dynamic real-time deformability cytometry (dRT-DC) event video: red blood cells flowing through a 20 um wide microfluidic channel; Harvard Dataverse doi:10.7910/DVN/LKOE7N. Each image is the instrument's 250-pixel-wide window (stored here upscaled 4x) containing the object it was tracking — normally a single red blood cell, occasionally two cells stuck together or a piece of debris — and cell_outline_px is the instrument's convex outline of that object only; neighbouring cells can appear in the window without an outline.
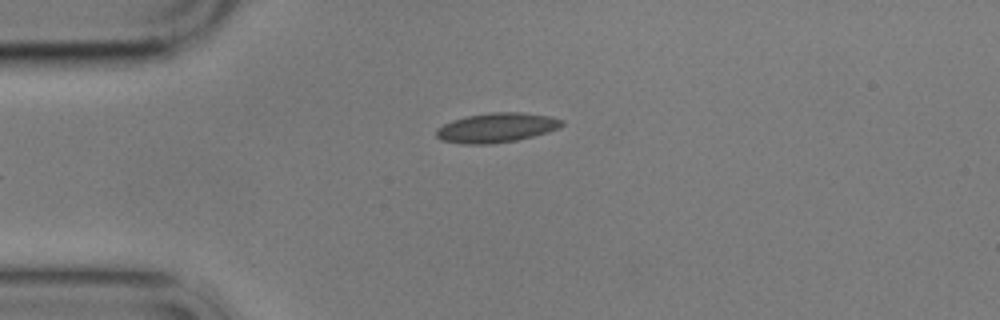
{"species": "common noctule bat (a hibernating species)", "species_latin": "Nyctalus noctula", "temperature_condition": "cold", "stored_images_in_passage": 5, "camera_frame_rate_fps": 3000, "um_per_image_px": 0.085, "animal": {"sex": "male", "body_mass_g": 17.9}, "frame": {"image": 1, "passage_image": 5, "time_ms": 5.0, "image_size_px": [1000, 320], "cell_outline_px": [[564, 124], [560, 128], [548, 132], [516, 140], [492, 144], [460, 144], [440, 140], [436, 136], [436, 128], [452, 120], [468, 116], [492, 112], [520, 112], [548, 116], [564, 120]], "centroid_in_image_um": [42.19, 10.86], "position_along_channel_um": 42.8, "area_um2": 21.68}}